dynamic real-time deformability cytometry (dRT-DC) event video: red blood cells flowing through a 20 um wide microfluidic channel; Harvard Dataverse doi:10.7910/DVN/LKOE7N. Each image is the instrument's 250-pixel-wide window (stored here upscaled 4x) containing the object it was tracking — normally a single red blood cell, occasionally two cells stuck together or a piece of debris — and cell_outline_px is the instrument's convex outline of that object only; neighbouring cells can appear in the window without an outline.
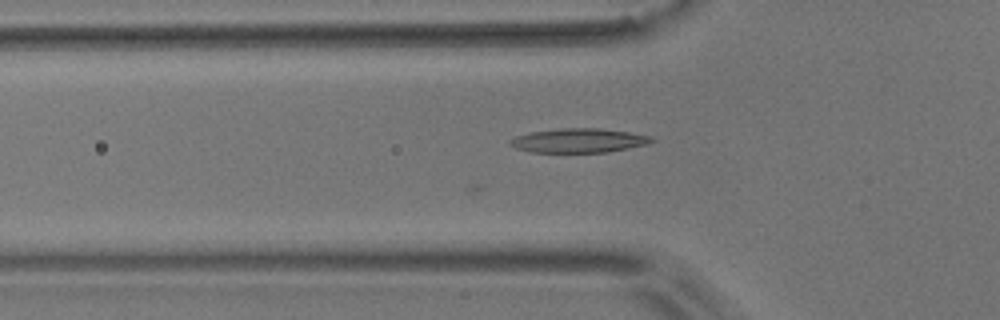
{"species": "common noctule bat (a hibernating species)", "species_latin": "Nyctalus noctula", "temperature_condition": "room temperature", "stored_images_in_passage": 31, "camera_frame_rate_fps": 3000, "um_per_image_px": 0.085, "animal": {"sex": "male", "body_mass_g": 17.9}, "frame": {"image": 1, "passage_image": 2, "time_ms": 0.333, "image_size_px": [1000, 320], "cell_outline_px": [[656, 140], [648, 144], [608, 152], [532, 152], [516, 148], [508, 144], [508, 140], [516, 136], [532, 132], [560, 128], [600, 128], [628, 132], [652, 136]], "centroid_in_image_um": [49.2, 11.94], "position_along_channel_um": 76.6, "area_um2": 19.94}}
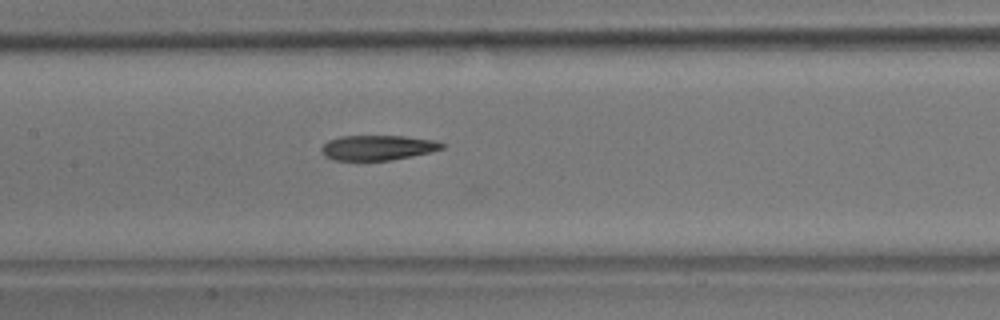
{"frame": {"image": 2, "passage_image": 10, "time_ms": 3.0, "image_size_px": [1000, 320], "cell_outline_px": [[448, 144], [444, 148], [428, 152], [388, 160], [332, 160], [324, 156], [320, 152], [320, 148], [328, 140], [340, 136], [404, 136], [436, 140]], "centroid_in_image_um": [32.08, 12.54], "position_along_channel_um": 175.3, "area_um2": 17.57}}
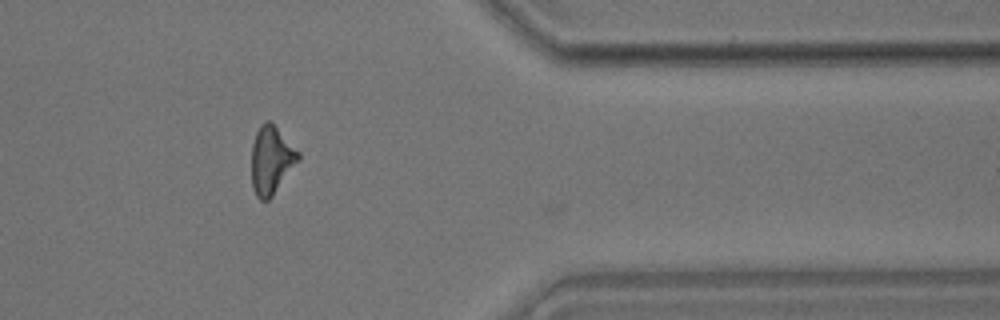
{"frame": {"image": 3, "passage_image": 29, "time_ms": 9.333, "image_size_px": [1000, 320], "cell_outline_px": [[300, 160], [272, 196], [268, 200], [260, 200], [256, 196], [252, 188], [252, 144], [256, 132], [260, 124], [264, 120], [272, 120], [300, 152]], "centroid_in_image_um": [23.07, 13.56], "position_along_channel_um": 388.3, "area_um2": 18.9}}